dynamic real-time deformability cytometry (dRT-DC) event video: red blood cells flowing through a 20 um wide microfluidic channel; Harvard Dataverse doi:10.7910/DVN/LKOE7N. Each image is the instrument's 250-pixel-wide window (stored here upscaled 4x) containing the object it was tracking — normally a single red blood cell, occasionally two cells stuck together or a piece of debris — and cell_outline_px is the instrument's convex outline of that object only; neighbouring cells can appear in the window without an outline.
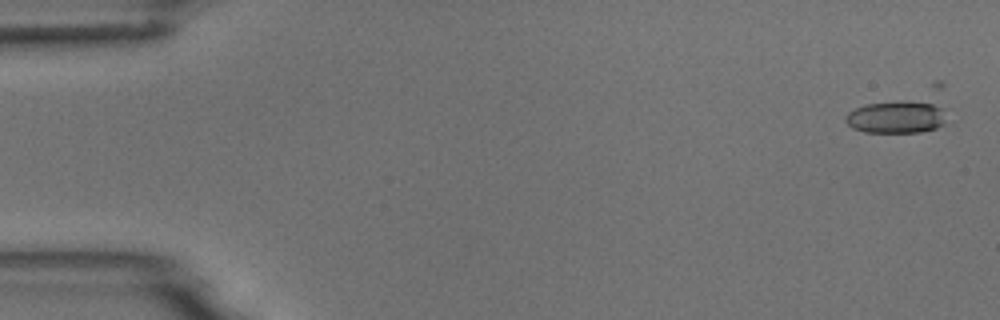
{"species": "common noctule bat (a hibernating species)", "species_latin": "Nyctalus noctula", "temperature_condition": "room temperature", "stored_images_in_passage": 5, "camera_frame_rate_fps": 3000, "um_per_image_px": 0.085, "animal": {"sex": "male", "body_mass_g": 18.8}, "frame": {"image": 1, "passage_image": 1, "time_ms": 0.0, "image_size_px": [1000, 320], "cell_outline_px": [[944, 124], [936, 128], [920, 132], [864, 132], [852, 128], [844, 120], [844, 116], [848, 112], [864, 104], [900, 100], [932, 100], [940, 108]], "centroid_in_image_um": [76.15, 9.92], "position_along_channel_um": 8.9, "area_um2": 19.36}}
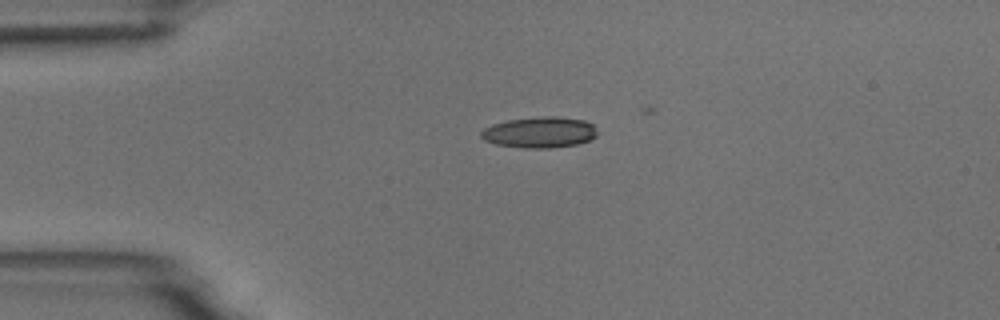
{"frame": {"image": 2, "passage_image": 4, "time_ms": 3.667, "image_size_px": [1000, 320], "cell_outline_px": [[596, 136], [588, 140], [576, 144], [548, 148], [524, 148], [496, 144], [484, 140], [480, 136], [480, 132], [484, 128], [492, 124], [508, 120], [544, 116], [556, 116], [584, 120], [592, 124], [596, 128]], "centroid_in_image_um": [45.84, 11.24], "position_along_channel_um": 39.2, "area_um2": 20.87}}